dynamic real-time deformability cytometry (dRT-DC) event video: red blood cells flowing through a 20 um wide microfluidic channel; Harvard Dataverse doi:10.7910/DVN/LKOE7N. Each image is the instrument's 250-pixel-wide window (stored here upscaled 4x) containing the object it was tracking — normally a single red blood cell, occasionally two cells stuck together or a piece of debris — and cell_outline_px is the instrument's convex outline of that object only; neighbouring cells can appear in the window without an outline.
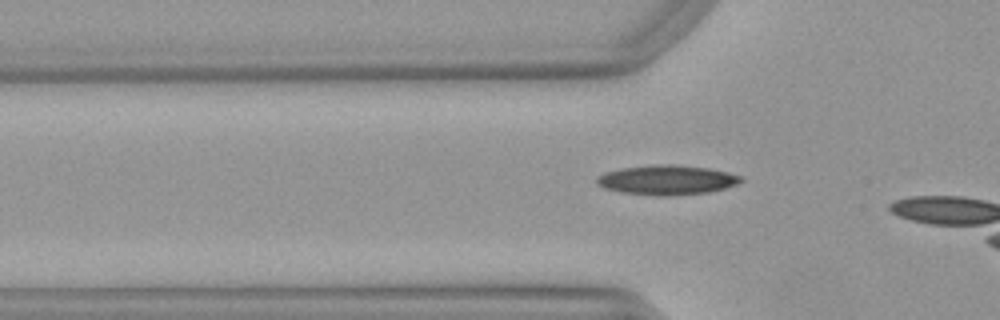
{"species": "Egyptian fruit bat (a non-hibernating species)", "species_latin": "Rousettus aegyptiacus", "temperature_condition": "warm", "stored_images_in_passage": 9, "camera_frame_rate_fps": 3000, "um_per_image_px": 0.085, "animal": {"sex": "female"}, "frame": {"image": 1, "passage_image": 6, "time_ms": 1.667, "image_size_px": [1000, 320], "cell_outline_px": [[744, 180], [736, 184], [724, 188], [708, 192], [620, 192], [604, 188], [596, 184], [596, 176], [604, 172], [620, 168], [652, 164], [672, 164], [708, 168], [728, 172], [740, 176]], "centroid_in_image_um": [56.64, 15.22], "position_along_channel_um": 69.2, "area_um2": 23.64}}